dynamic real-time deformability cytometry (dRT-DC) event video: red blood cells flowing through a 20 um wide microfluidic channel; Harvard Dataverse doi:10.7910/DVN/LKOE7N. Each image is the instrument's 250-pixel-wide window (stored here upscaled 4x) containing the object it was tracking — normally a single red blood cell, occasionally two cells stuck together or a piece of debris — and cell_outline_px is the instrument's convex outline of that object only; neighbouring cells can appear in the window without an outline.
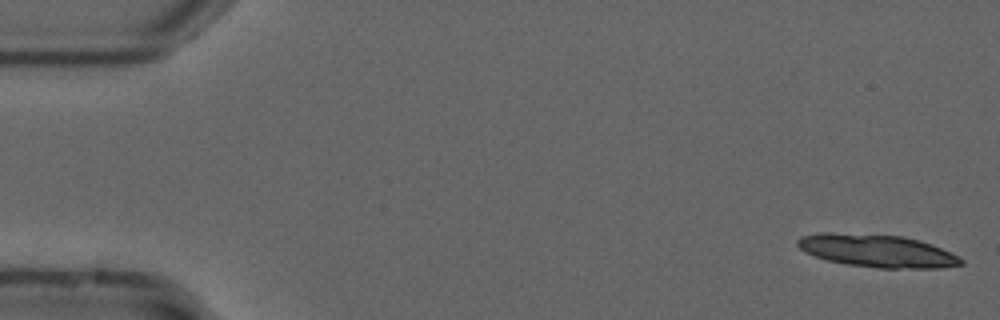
{"species": "common noctule bat (a hibernating species)", "species_latin": "Nyctalus noctula", "temperature_condition": "cold", "stored_images_in_passage": 11, "camera_frame_rate_fps": 3000, "um_per_image_px": 0.085, "animal": {"sex": "male", "forearm_length_mm": 52.5}, "frame": {"image": 1, "passage_image": 1, "time_ms": 0.0, "image_size_px": [1000, 320], "cell_outline_px": [[964, 264], [940, 268], [876, 268], [848, 264], [828, 260], [804, 252], [796, 244], [796, 240], [800, 236], [820, 232], [828, 232], [900, 236], [920, 240], [932, 244], [960, 256], [964, 260]], "centroid_in_image_um": [74.56, 21.32], "position_along_channel_um": 10.4, "area_um2": 31.21}}